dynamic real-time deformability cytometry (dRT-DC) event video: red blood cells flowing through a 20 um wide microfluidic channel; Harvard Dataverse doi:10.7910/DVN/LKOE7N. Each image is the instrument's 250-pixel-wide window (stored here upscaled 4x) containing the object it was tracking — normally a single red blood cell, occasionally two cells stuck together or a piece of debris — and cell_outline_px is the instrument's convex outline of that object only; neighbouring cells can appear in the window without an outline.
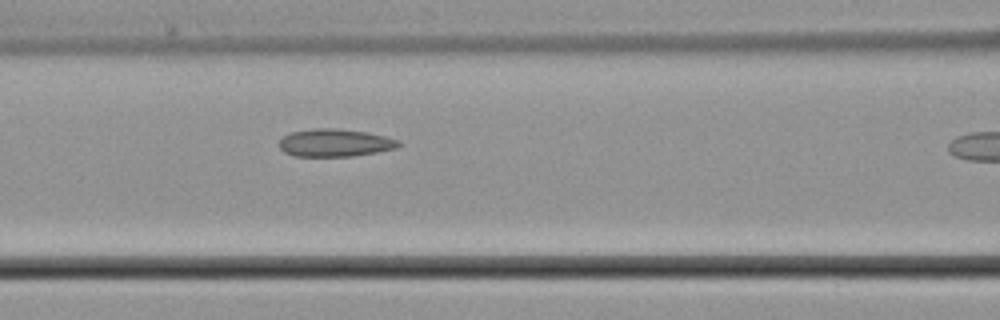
{"species": "common noctule bat (a hibernating species)", "species_latin": "Nyctalus noctula", "temperature_condition": "cold", "stored_images_in_passage": 5, "segment_of_instrument_passage": [1, 2], "camera_frame_rate_fps": 3000, "um_per_image_px": 0.085, "animal": {"sex": "male", "body_mass_g": 21.5, "forearm_length_mm": 52.0}, "frame": {"image": 1, "passage_image": 4, "time_ms": 4.667, "image_size_px": [1000, 320], "cell_outline_px": [[400, 144], [396, 148], [376, 152], [352, 156], [292, 156], [284, 152], [280, 148], [280, 140], [284, 136], [292, 132], [316, 128], [336, 128], [368, 132], [400, 140]], "centroid_in_image_um": [28.47, 12.14], "position_along_channel_um": 138.1, "area_um2": 19.19}}